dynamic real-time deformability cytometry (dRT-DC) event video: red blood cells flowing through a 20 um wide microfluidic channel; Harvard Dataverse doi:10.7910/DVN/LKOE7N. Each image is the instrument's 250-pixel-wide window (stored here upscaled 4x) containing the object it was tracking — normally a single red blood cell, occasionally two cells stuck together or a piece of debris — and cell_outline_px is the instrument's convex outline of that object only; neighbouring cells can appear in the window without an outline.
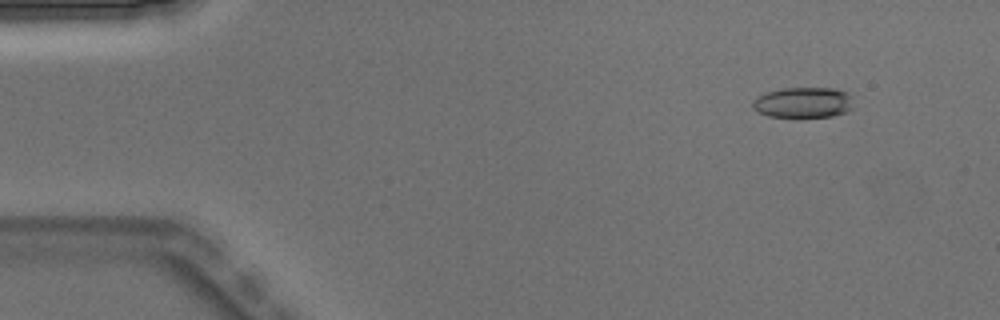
{"species": "Egyptian fruit bat (a non-hibernating species)", "species_latin": "Rousettus aegyptiacus", "temperature_condition": "warm", "stored_images_in_passage": 5, "camera_frame_rate_fps": 3000, "um_per_image_px": 0.085, "animal": {"sex": "male"}, "frame": {"image": 1, "passage_image": 2, "time_ms": 0.333, "image_size_px": [1000, 320], "cell_outline_px": [[856, 108], [832, 116], [768, 116], [756, 112], [752, 108], [752, 100], [756, 96], [764, 92], [784, 88], [836, 88], [848, 92], [852, 96]], "centroid_in_image_um": [68.29, 8.69], "position_along_channel_um": 16.7, "area_um2": 18.32}}